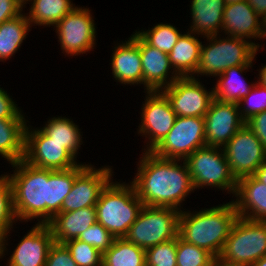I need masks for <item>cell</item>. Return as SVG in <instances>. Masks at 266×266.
Instances as JSON below:
<instances>
[{
    "label": "cell",
    "mask_w": 266,
    "mask_h": 266,
    "mask_svg": "<svg viewBox=\"0 0 266 266\" xmlns=\"http://www.w3.org/2000/svg\"><path fill=\"white\" fill-rule=\"evenodd\" d=\"M141 153L137 172L130 182L143 204L178 211L186 209L182 207L183 202L195 191L186 162L161 158L153 152Z\"/></svg>",
    "instance_id": "6da1fadb"
},
{
    "label": "cell",
    "mask_w": 266,
    "mask_h": 266,
    "mask_svg": "<svg viewBox=\"0 0 266 266\" xmlns=\"http://www.w3.org/2000/svg\"><path fill=\"white\" fill-rule=\"evenodd\" d=\"M4 172L11 185L17 221L47 224L50 221V169L34 167L23 159ZM12 173V174H11Z\"/></svg>",
    "instance_id": "7a4b0ae2"
},
{
    "label": "cell",
    "mask_w": 266,
    "mask_h": 266,
    "mask_svg": "<svg viewBox=\"0 0 266 266\" xmlns=\"http://www.w3.org/2000/svg\"><path fill=\"white\" fill-rule=\"evenodd\" d=\"M184 209L179 216L178 236L187 243L219 257L231 228L239 217L233 201L199 211Z\"/></svg>",
    "instance_id": "3957f363"
},
{
    "label": "cell",
    "mask_w": 266,
    "mask_h": 266,
    "mask_svg": "<svg viewBox=\"0 0 266 266\" xmlns=\"http://www.w3.org/2000/svg\"><path fill=\"white\" fill-rule=\"evenodd\" d=\"M113 180L102 190L95 205L97 222L115 238H122L136 221L144 204L131 182Z\"/></svg>",
    "instance_id": "277c9868"
},
{
    "label": "cell",
    "mask_w": 266,
    "mask_h": 266,
    "mask_svg": "<svg viewBox=\"0 0 266 266\" xmlns=\"http://www.w3.org/2000/svg\"><path fill=\"white\" fill-rule=\"evenodd\" d=\"M203 39L207 43H202L199 64L193 76L196 79L200 77V80L202 76L216 78L230 67L253 66L260 51L249 40L235 36L219 34Z\"/></svg>",
    "instance_id": "5b68a950"
},
{
    "label": "cell",
    "mask_w": 266,
    "mask_h": 266,
    "mask_svg": "<svg viewBox=\"0 0 266 266\" xmlns=\"http://www.w3.org/2000/svg\"><path fill=\"white\" fill-rule=\"evenodd\" d=\"M266 256V221L239 216L217 258L233 266H251Z\"/></svg>",
    "instance_id": "8992f818"
},
{
    "label": "cell",
    "mask_w": 266,
    "mask_h": 266,
    "mask_svg": "<svg viewBox=\"0 0 266 266\" xmlns=\"http://www.w3.org/2000/svg\"><path fill=\"white\" fill-rule=\"evenodd\" d=\"M195 191L211 188L231 194L236 191L237 179L232 174L223 147L205 145L185 160Z\"/></svg>",
    "instance_id": "52a82bcc"
},
{
    "label": "cell",
    "mask_w": 266,
    "mask_h": 266,
    "mask_svg": "<svg viewBox=\"0 0 266 266\" xmlns=\"http://www.w3.org/2000/svg\"><path fill=\"white\" fill-rule=\"evenodd\" d=\"M180 212L170 207L144 205L124 238L144 250L177 238Z\"/></svg>",
    "instance_id": "ba28073f"
},
{
    "label": "cell",
    "mask_w": 266,
    "mask_h": 266,
    "mask_svg": "<svg viewBox=\"0 0 266 266\" xmlns=\"http://www.w3.org/2000/svg\"><path fill=\"white\" fill-rule=\"evenodd\" d=\"M91 11L87 6L78 5L53 27L65 57L88 54L96 49L97 27Z\"/></svg>",
    "instance_id": "9c48e42d"
},
{
    "label": "cell",
    "mask_w": 266,
    "mask_h": 266,
    "mask_svg": "<svg viewBox=\"0 0 266 266\" xmlns=\"http://www.w3.org/2000/svg\"><path fill=\"white\" fill-rule=\"evenodd\" d=\"M141 105L138 136L145 137L144 152H152L172 129L176 113L161 91H146Z\"/></svg>",
    "instance_id": "30bf717a"
},
{
    "label": "cell",
    "mask_w": 266,
    "mask_h": 266,
    "mask_svg": "<svg viewBox=\"0 0 266 266\" xmlns=\"http://www.w3.org/2000/svg\"><path fill=\"white\" fill-rule=\"evenodd\" d=\"M206 144L204 117H176L163 141L152 151L166 159L185 160Z\"/></svg>",
    "instance_id": "8fae6325"
},
{
    "label": "cell",
    "mask_w": 266,
    "mask_h": 266,
    "mask_svg": "<svg viewBox=\"0 0 266 266\" xmlns=\"http://www.w3.org/2000/svg\"><path fill=\"white\" fill-rule=\"evenodd\" d=\"M161 92L178 117H205L214 99L213 87L207 89L194 77H180Z\"/></svg>",
    "instance_id": "7c38bea8"
},
{
    "label": "cell",
    "mask_w": 266,
    "mask_h": 266,
    "mask_svg": "<svg viewBox=\"0 0 266 266\" xmlns=\"http://www.w3.org/2000/svg\"><path fill=\"white\" fill-rule=\"evenodd\" d=\"M25 130V153L28 164L50 170H67L79 163L64 149L62 144L51 140L39 127L29 125Z\"/></svg>",
    "instance_id": "4fadbf2b"
},
{
    "label": "cell",
    "mask_w": 266,
    "mask_h": 266,
    "mask_svg": "<svg viewBox=\"0 0 266 266\" xmlns=\"http://www.w3.org/2000/svg\"><path fill=\"white\" fill-rule=\"evenodd\" d=\"M223 150L236 179L253 175L266 160V149L245 124L226 143Z\"/></svg>",
    "instance_id": "5bb4252c"
},
{
    "label": "cell",
    "mask_w": 266,
    "mask_h": 266,
    "mask_svg": "<svg viewBox=\"0 0 266 266\" xmlns=\"http://www.w3.org/2000/svg\"><path fill=\"white\" fill-rule=\"evenodd\" d=\"M113 167L96 168L91 163L75 177L71 191L64 200L60 212H70L85 207H95L102 190L114 179Z\"/></svg>",
    "instance_id": "9a60e30c"
},
{
    "label": "cell",
    "mask_w": 266,
    "mask_h": 266,
    "mask_svg": "<svg viewBox=\"0 0 266 266\" xmlns=\"http://www.w3.org/2000/svg\"><path fill=\"white\" fill-rule=\"evenodd\" d=\"M244 124L238 103L214 98L204 117L206 144L224 147Z\"/></svg>",
    "instance_id": "2e32d148"
},
{
    "label": "cell",
    "mask_w": 266,
    "mask_h": 266,
    "mask_svg": "<svg viewBox=\"0 0 266 266\" xmlns=\"http://www.w3.org/2000/svg\"><path fill=\"white\" fill-rule=\"evenodd\" d=\"M33 225L9 252L6 266H45L54 238L47 224Z\"/></svg>",
    "instance_id": "e0dca14e"
},
{
    "label": "cell",
    "mask_w": 266,
    "mask_h": 266,
    "mask_svg": "<svg viewBox=\"0 0 266 266\" xmlns=\"http://www.w3.org/2000/svg\"><path fill=\"white\" fill-rule=\"evenodd\" d=\"M221 34L249 40L263 51L264 45L257 43L258 40H263V19L247 1L226 4Z\"/></svg>",
    "instance_id": "ac0fdd59"
},
{
    "label": "cell",
    "mask_w": 266,
    "mask_h": 266,
    "mask_svg": "<svg viewBox=\"0 0 266 266\" xmlns=\"http://www.w3.org/2000/svg\"><path fill=\"white\" fill-rule=\"evenodd\" d=\"M110 68L112 79L122 85H143V69L138 47V34L133 32L125 41L112 47Z\"/></svg>",
    "instance_id": "d6986e66"
},
{
    "label": "cell",
    "mask_w": 266,
    "mask_h": 266,
    "mask_svg": "<svg viewBox=\"0 0 266 266\" xmlns=\"http://www.w3.org/2000/svg\"><path fill=\"white\" fill-rule=\"evenodd\" d=\"M138 47L143 69L144 92L161 91L180 78L174 71L167 53L147 44L139 35Z\"/></svg>",
    "instance_id": "ffe728a7"
},
{
    "label": "cell",
    "mask_w": 266,
    "mask_h": 266,
    "mask_svg": "<svg viewBox=\"0 0 266 266\" xmlns=\"http://www.w3.org/2000/svg\"><path fill=\"white\" fill-rule=\"evenodd\" d=\"M231 199L238 216L266 221V185L253 175L237 179L236 191Z\"/></svg>",
    "instance_id": "44dd1931"
},
{
    "label": "cell",
    "mask_w": 266,
    "mask_h": 266,
    "mask_svg": "<svg viewBox=\"0 0 266 266\" xmlns=\"http://www.w3.org/2000/svg\"><path fill=\"white\" fill-rule=\"evenodd\" d=\"M97 221L96 207H85L70 212H60L48 223L54 242L64 244L77 239Z\"/></svg>",
    "instance_id": "7402d4cb"
},
{
    "label": "cell",
    "mask_w": 266,
    "mask_h": 266,
    "mask_svg": "<svg viewBox=\"0 0 266 266\" xmlns=\"http://www.w3.org/2000/svg\"><path fill=\"white\" fill-rule=\"evenodd\" d=\"M190 18L188 31L202 37L219 35L222 29L225 0L190 1Z\"/></svg>",
    "instance_id": "603a6c76"
},
{
    "label": "cell",
    "mask_w": 266,
    "mask_h": 266,
    "mask_svg": "<svg viewBox=\"0 0 266 266\" xmlns=\"http://www.w3.org/2000/svg\"><path fill=\"white\" fill-rule=\"evenodd\" d=\"M198 37L186 30L168 54L174 71L180 77H193L196 74L203 43Z\"/></svg>",
    "instance_id": "cb8c5ba5"
},
{
    "label": "cell",
    "mask_w": 266,
    "mask_h": 266,
    "mask_svg": "<svg viewBox=\"0 0 266 266\" xmlns=\"http://www.w3.org/2000/svg\"><path fill=\"white\" fill-rule=\"evenodd\" d=\"M253 66H234L217 76L213 86L214 98L223 102L238 103L249 94L256 81L246 82L243 78ZM251 83V84H250Z\"/></svg>",
    "instance_id": "d4e9b609"
},
{
    "label": "cell",
    "mask_w": 266,
    "mask_h": 266,
    "mask_svg": "<svg viewBox=\"0 0 266 266\" xmlns=\"http://www.w3.org/2000/svg\"><path fill=\"white\" fill-rule=\"evenodd\" d=\"M27 123L28 119H0V157L8 164L24 158Z\"/></svg>",
    "instance_id": "484cf974"
},
{
    "label": "cell",
    "mask_w": 266,
    "mask_h": 266,
    "mask_svg": "<svg viewBox=\"0 0 266 266\" xmlns=\"http://www.w3.org/2000/svg\"><path fill=\"white\" fill-rule=\"evenodd\" d=\"M74 120L70 117L55 116L47 119L40 129L51 138V140L62 144L64 148L78 163L77 155L80 154V147L84 143L83 133ZM82 133V134H81Z\"/></svg>",
    "instance_id": "4316f807"
},
{
    "label": "cell",
    "mask_w": 266,
    "mask_h": 266,
    "mask_svg": "<svg viewBox=\"0 0 266 266\" xmlns=\"http://www.w3.org/2000/svg\"><path fill=\"white\" fill-rule=\"evenodd\" d=\"M27 4L30 9L26 15L31 27L44 26L45 28L54 27L77 6L72 0H26L24 9L27 8Z\"/></svg>",
    "instance_id": "83f0119b"
},
{
    "label": "cell",
    "mask_w": 266,
    "mask_h": 266,
    "mask_svg": "<svg viewBox=\"0 0 266 266\" xmlns=\"http://www.w3.org/2000/svg\"><path fill=\"white\" fill-rule=\"evenodd\" d=\"M31 29L25 11L0 24V62L5 63L15 56Z\"/></svg>",
    "instance_id": "f1b7e54d"
},
{
    "label": "cell",
    "mask_w": 266,
    "mask_h": 266,
    "mask_svg": "<svg viewBox=\"0 0 266 266\" xmlns=\"http://www.w3.org/2000/svg\"><path fill=\"white\" fill-rule=\"evenodd\" d=\"M18 223L14 208L12 189L6 174L0 175V259L8 256L10 233L14 232V225ZM13 229V230H12ZM9 236V237H8Z\"/></svg>",
    "instance_id": "f546056e"
},
{
    "label": "cell",
    "mask_w": 266,
    "mask_h": 266,
    "mask_svg": "<svg viewBox=\"0 0 266 266\" xmlns=\"http://www.w3.org/2000/svg\"><path fill=\"white\" fill-rule=\"evenodd\" d=\"M87 165L84 162L67 170H50V220L60 213L64 200L74 184L75 177Z\"/></svg>",
    "instance_id": "4dcf8cb0"
},
{
    "label": "cell",
    "mask_w": 266,
    "mask_h": 266,
    "mask_svg": "<svg viewBox=\"0 0 266 266\" xmlns=\"http://www.w3.org/2000/svg\"><path fill=\"white\" fill-rule=\"evenodd\" d=\"M102 266H146L145 250L124 237L115 238L103 253Z\"/></svg>",
    "instance_id": "1f68e13d"
},
{
    "label": "cell",
    "mask_w": 266,
    "mask_h": 266,
    "mask_svg": "<svg viewBox=\"0 0 266 266\" xmlns=\"http://www.w3.org/2000/svg\"><path fill=\"white\" fill-rule=\"evenodd\" d=\"M138 30V31H137ZM135 32L149 45L157 48L158 50L169 54L172 48L177 43L182 32L178 27L171 23H155L152 28L148 30H139Z\"/></svg>",
    "instance_id": "d6a6232c"
},
{
    "label": "cell",
    "mask_w": 266,
    "mask_h": 266,
    "mask_svg": "<svg viewBox=\"0 0 266 266\" xmlns=\"http://www.w3.org/2000/svg\"><path fill=\"white\" fill-rule=\"evenodd\" d=\"M177 266H213L216 258L207 250L177 237Z\"/></svg>",
    "instance_id": "836d02e7"
},
{
    "label": "cell",
    "mask_w": 266,
    "mask_h": 266,
    "mask_svg": "<svg viewBox=\"0 0 266 266\" xmlns=\"http://www.w3.org/2000/svg\"><path fill=\"white\" fill-rule=\"evenodd\" d=\"M177 238L145 250L146 266H177Z\"/></svg>",
    "instance_id": "e575fe53"
},
{
    "label": "cell",
    "mask_w": 266,
    "mask_h": 266,
    "mask_svg": "<svg viewBox=\"0 0 266 266\" xmlns=\"http://www.w3.org/2000/svg\"><path fill=\"white\" fill-rule=\"evenodd\" d=\"M78 266H102L103 254L79 239L64 243Z\"/></svg>",
    "instance_id": "d590c367"
},
{
    "label": "cell",
    "mask_w": 266,
    "mask_h": 266,
    "mask_svg": "<svg viewBox=\"0 0 266 266\" xmlns=\"http://www.w3.org/2000/svg\"><path fill=\"white\" fill-rule=\"evenodd\" d=\"M238 106L244 121L257 113L266 111V86L256 81L249 94L238 102Z\"/></svg>",
    "instance_id": "8d00e7d4"
},
{
    "label": "cell",
    "mask_w": 266,
    "mask_h": 266,
    "mask_svg": "<svg viewBox=\"0 0 266 266\" xmlns=\"http://www.w3.org/2000/svg\"><path fill=\"white\" fill-rule=\"evenodd\" d=\"M77 239L86 242L99 250L102 254L113 244L115 237L99 222H95L85 230Z\"/></svg>",
    "instance_id": "74e56055"
},
{
    "label": "cell",
    "mask_w": 266,
    "mask_h": 266,
    "mask_svg": "<svg viewBox=\"0 0 266 266\" xmlns=\"http://www.w3.org/2000/svg\"><path fill=\"white\" fill-rule=\"evenodd\" d=\"M45 266H78L65 244L54 242L49 249Z\"/></svg>",
    "instance_id": "f35d334b"
},
{
    "label": "cell",
    "mask_w": 266,
    "mask_h": 266,
    "mask_svg": "<svg viewBox=\"0 0 266 266\" xmlns=\"http://www.w3.org/2000/svg\"><path fill=\"white\" fill-rule=\"evenodd\" d=\"M17 102L13 100L8 92L0 85V119H26Z\"/></svg>",
    "instance_id": "ab89813d"
},
{
    "label": "cell",
    "mask_w": 266,
    "mask_h": 266,
    "mask_svg": "<svg viewBox=\"0 0 266 266\" xmlns=\"http://www.w3.org/2000/svg\"><path fill=\"white\" fill-rule=\"evenodd\" d=\"M247 125L259 139L266 149V111L257 113L245 121Z\"/></svg>",
    "instance_id": "60d3db41"
},
{
    "label": "cell",
    "mask_w": 266,
    "mask_h": 266,
    "mask_svg": "<svg viewBox=\"0 0 266 266\" xmlns=\"http://www.w3.org/2000/svg\"><path fill=\"white\" fill-rule=\"evenodd\" d=\"M20 0H0V24L20 15L24 10Z\"/></svg>",
    "instance_id": "b9f144b4"
},
{
    "label": "cell",
    "mask_w": 266,
    "mask_h": 266,
    "mask_svg": "<svg viewBox=\"0 0 266 266\" xmlns=\"http://www.w3.org/2000/svg\"><path fill=\"white\" fill-rule=\"evenodd\" d=\"M247 2L262 19L266 16V0H247Z\"/></svg>",
    "instance_id": "7bdbcfd3"
},
{
    "label": "cell",
    "mask_w": 266,
    "mask_h": 266,
    "mask_svg": "<svg viewBox=\"0 0 266 266\" xmlns=\"http://www.w3.org/2000/svg\"><path fill=\"white\" fill-rule=\"evenodd\" d=\"M253 176L266 185V160L257 168Z\"/></svg>",
    "instance_id": "ee69618b"
},
{
    "label": "cell",
    "mask_w": 266,
    "mask_h": 266,
    "mask_svg": "<svg viewBox=\"0 0 266 266\" xmlns=\"http://www.w3.org/2000/svg\"><path fill=\"white\" fill-rule=\"evenodd\" d=\"M255 71H258L257 73L259 74H256L257 75V82H259L261 85H264L266 86V64H262L261 68H259V70H255Z\"/></svg>",
    "instance_id": "f6af8a7d"
},
{
    "label": "cell",
    "mask_w": 266,
    "mask_h": 266,
    "mask_svg": "<svg viewBox=\"0 0 266 266\" xmlns=\"http://www.w3.org/2000/svg\"><path fill=\"white\" fill-rule=\"evenodd\" d=\"M251 266H266V256L254 262Z\"/></svg>",
    "instance_id": "bcb514c9"
},
{
    "label": "cell",
    "mask_w": 266,
    "mask_h": 266,
    "mask_svg": "<svg viewBox=\"0 0 266 266\" xmlns=\"http://www.w3.org/2000/svg\"><path fill=\"white\" fill-rule=\"evenodd\" d=\"M263 39H266V16L263 18Z\"/></svg>",
    "instance_id": "7dc6e473"
},
{
    "label": "cell",
    "mask_w": 266,
    "mask_h": 266,
    "mask_svg": "<svg viewBox=\"0 0 266 266\" xmlns=\"http://www.w3.org/2000/svg\"><path fill=\"white\" fill-rule=\"evenodd\" d=\"M213 266H233V265H227V264H225V263H221V262H219V261L216 259V261H215V263H214Z\"/></svg>",
    "instance_id": "c3c4849f"
},
{
    "label": "cell",
    "mask_w": 266,
    "mask_h": 266,
    "mask_svg": "<svg viewBox=\"0 0 266 266\" xmlns=\"http://www.w3.org/2000/svg\"><path fill=\"white\" fill-rule=\"evenodd\" d=\"M242 1H247V0H225L226 4L237 3Z\"/></svg>",
    "instance_id": "681fc988"
}]
</instances>
